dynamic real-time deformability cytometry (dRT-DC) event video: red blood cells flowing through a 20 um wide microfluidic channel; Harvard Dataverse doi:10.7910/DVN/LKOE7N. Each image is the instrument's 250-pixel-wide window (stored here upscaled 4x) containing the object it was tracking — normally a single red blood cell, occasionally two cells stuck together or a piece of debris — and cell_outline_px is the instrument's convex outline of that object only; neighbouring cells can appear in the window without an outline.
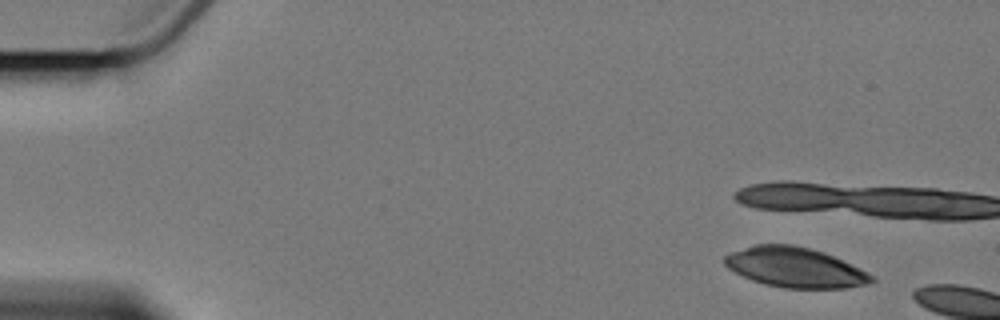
{"species": "Egyptian fruit bat (a non-hibernating species)", "species_latin": "Rousettus aegyptiacus", "temperature_condition": "cold", "stored_images_in_passage": 3, "camera_frame_rate_fps": 3000, "um_per_image_px": 0.085, "animal": {"sex": "female"}, "frame": {"image": 1, "passage_image": 1, "time_ms": 0.0, "image_size_px": [1000, 320], "cell_outline_px": [[876, 280], [864, 284], [848, 288], [784, 288], [764, 284], [752, 280], [728, 268], [724, 264], [724, 256], [728, 252], [756, 244], [792, 244], [824, 252], [860, 268], [876, 276]], "centroid_in_image_um": [67.57, 22.73], "position_along_channel_um": 17.4, "area_um2": 34.28}}